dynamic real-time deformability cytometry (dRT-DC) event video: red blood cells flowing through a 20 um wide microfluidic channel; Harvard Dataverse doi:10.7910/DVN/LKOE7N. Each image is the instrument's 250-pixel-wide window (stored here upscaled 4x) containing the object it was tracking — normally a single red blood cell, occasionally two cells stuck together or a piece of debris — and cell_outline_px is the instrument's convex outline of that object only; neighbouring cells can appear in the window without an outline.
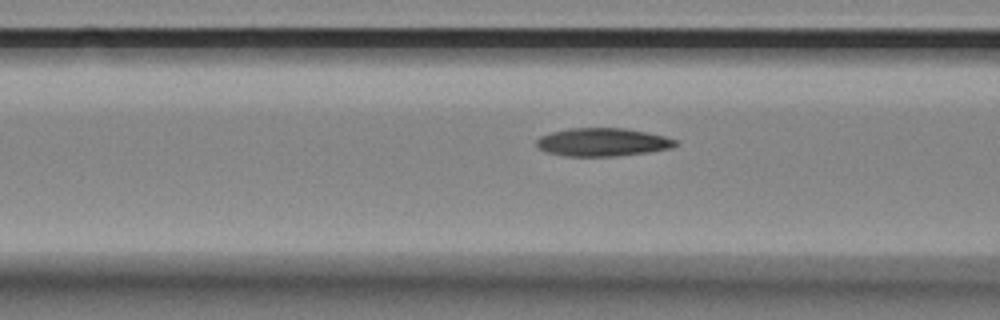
{"species": "Egyptian fruit bat (a non-hibernating species)", "species_latin": "Rousettus aegyptiacus", "temperature_condition": "room temperature", "stored_images_in_passage": 19, "camera_frame_rate_fps": 3000, "um_per_image_px": 0.085, "animal": {"sex": "female"}, "frame": {"image": 1, "passage_image": 17, "time_ms": 5.333, "image_size_px": [1000, 320], "cell_outline_px": [[680, 144], [672, 148], [648, 152], [616, 156], [564, 156], [544, 152], [536, 144], [536, 140], [540, 136], [552, 132], [568, 128], [624, 128], [664, 136], [676, 140]], "centroid_in_image_um": [51.21, 12.09], "position_along_channel_um": 115.4, "area_um2": 22.83}}